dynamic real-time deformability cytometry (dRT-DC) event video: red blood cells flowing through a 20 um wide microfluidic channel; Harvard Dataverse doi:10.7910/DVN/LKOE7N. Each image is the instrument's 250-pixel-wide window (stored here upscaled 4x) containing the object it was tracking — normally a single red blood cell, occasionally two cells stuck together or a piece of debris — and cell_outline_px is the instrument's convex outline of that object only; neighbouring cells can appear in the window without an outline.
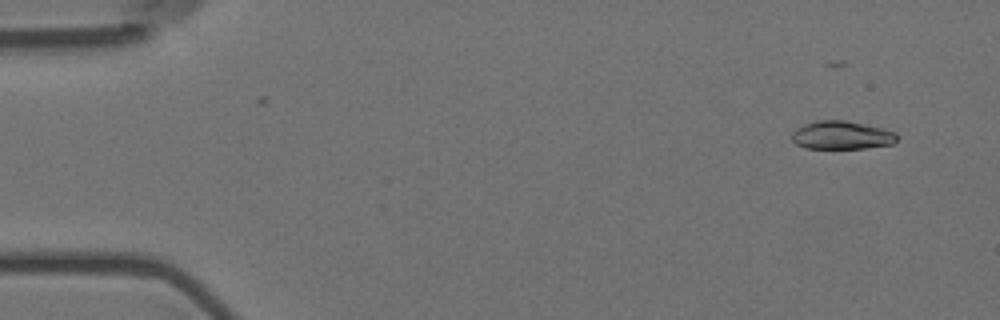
{"species": "Egyptian fruit bat (a non-hibernating species)", "species_latin": "Rousettus aegyptiacus", "temperature_condition": "room temperature", "stored_images_in_passage": 18, "camera_frame_rate_fps": 3000, "um_per_image_px": 0.085, "animal": {"sex": "female"}, "frame": {"image": 1, "passage_image": 4, "time_ms": 1.0, "image_size_px": [1000, 320], "cell_outline_px": [[900, 136], [892, 144], [864, 148], [804, 148], [796, 144], [792, 140], [792, 132], [796, 128], [804, 124], [816, 120], [844, 120], [884, 128], [896, 132]], "centroid_in_image_um": [71.55, 11.48], "position_along_channel_um": 13.5, "area_um2": 17.46}}